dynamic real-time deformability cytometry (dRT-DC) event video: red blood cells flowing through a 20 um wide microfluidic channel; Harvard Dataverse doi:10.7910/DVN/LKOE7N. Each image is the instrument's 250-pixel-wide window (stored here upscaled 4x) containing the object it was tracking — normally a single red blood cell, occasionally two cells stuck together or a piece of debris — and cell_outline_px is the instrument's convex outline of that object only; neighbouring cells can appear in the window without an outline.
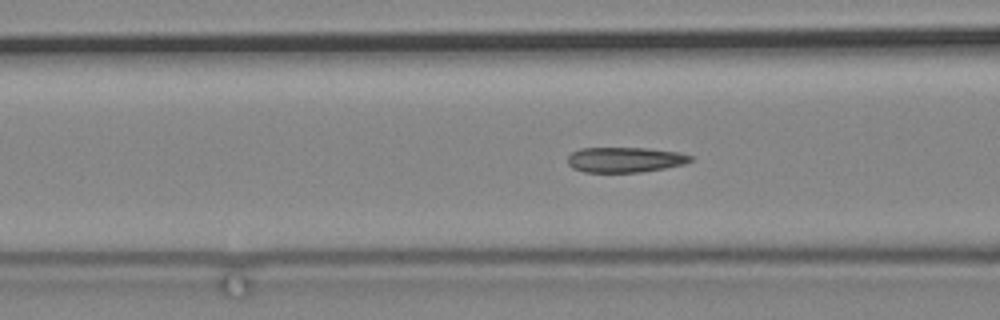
{"species": "common noctule bat (a hibernating species)", "species_latin": "Nyctalus noctula", "temperature_condition": "cold", "stored_images_in_passage": 81, "camera_frame_rate_fps": 3000, "um_per_image_px": 0.085, "animal": {"sex": "male", "body_mass_g": 19.2, "forearm_length_mm": 51.8}, "frame": {"image": 1, "passage_image": 42, "time_ms": 13.667, "image_size_px": [1000, 320], "cell_outline_px": [[692, 160], [684, 164], [664, 168], [640, 172], [584, 172], [572, 168], [568, 164], [568, 156], [572, 152], [580, 148], [648, 148], [680, 152], [692, 156]], "centroid_in_image_um": [53.11, 13.57], "position_along_channel_um": 113.5, "area_um2": 18.09}}
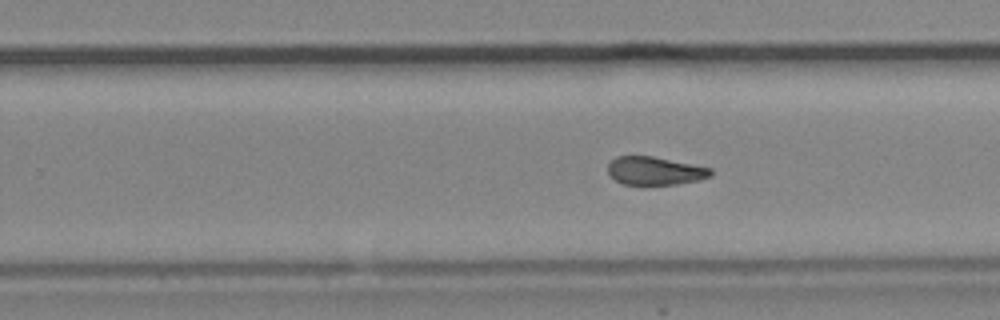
{"frame": {"image": 2, "passage_image": 57, "time_ms": 18.667, "image_size_px": [1000, 320], "cell_outline_px": [[712, 176], [700, 180], [676, 184], [624, 184], [616, 180], [608, 172], [608, 164], [616, 156], [652, 156], [712, 168]], "centroid_in_image_um": [55.69, 14.51], "position_along_channel_um": 274.1, "area_um2": 16.76}}
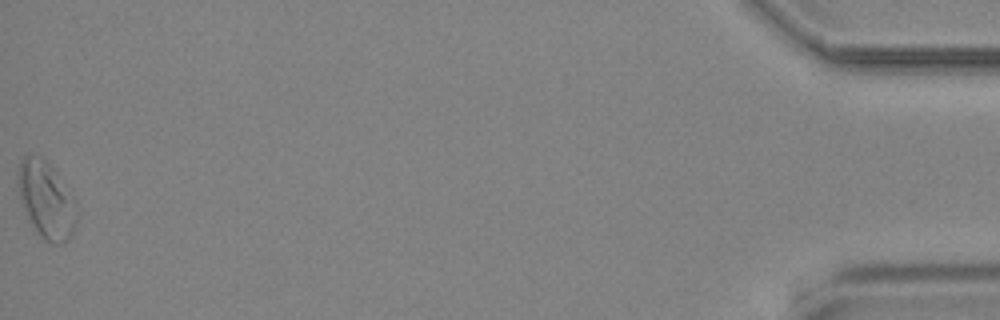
{"frame": {"image": 3, "passage_image": 81, "time_ms": 26.667, "image_size_px": [1000, 320], "cell_outline_px": [[76, 220], [72, 232], [64, 244], [56, 244], [44, 240], [28, 220], [20, 204], [16, 180], [16, 172], [20, 160], [24, 156], [40, 156], [56, 172], [72, 196], [76, 204]], "centroid_in_image_um": [3.87, 16.99], "position_along_channel_um": 431.3, "area_um2": 26.36}}